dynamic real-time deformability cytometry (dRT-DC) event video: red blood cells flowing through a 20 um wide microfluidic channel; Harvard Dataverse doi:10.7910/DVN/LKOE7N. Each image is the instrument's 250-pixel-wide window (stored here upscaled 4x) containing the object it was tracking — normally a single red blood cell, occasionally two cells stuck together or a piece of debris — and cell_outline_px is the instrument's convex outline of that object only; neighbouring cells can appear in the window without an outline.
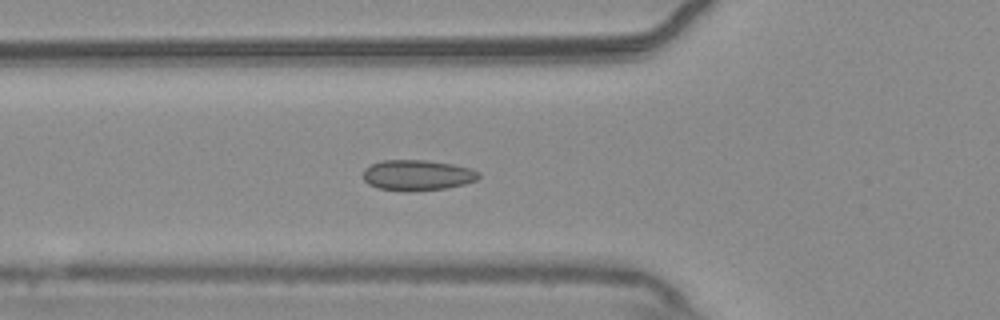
{"species": "common noctule bat (a hibernating species)", "species_latin": "Nyctalus noctula", "temperature_condition": "warm", "stored_images_in_passage": 55, "camera_frame_rate_fps": 3000, "um_per_image_px": 0.085, "animal": {"sex": "male", "body_mass_g": 20.4}, "frame": {"image": 1, "passage_image": 19, "time_ms": 6.0, "image_size_px": [1000, 320], "cell_outline_px": [[480, 176], [476, 180], [464, 184], [448, 188], [408, 192], [404, 192], [376, 188], [368, 184], [364, 180], [364, 168], [380, 160], [424, 160], [452, 164], [472, 168], [480, 172]], "centroid_in_image_um": [35.47, 14.9], "position_along_channel_um": 90.3, "area_um2": 20.92}}
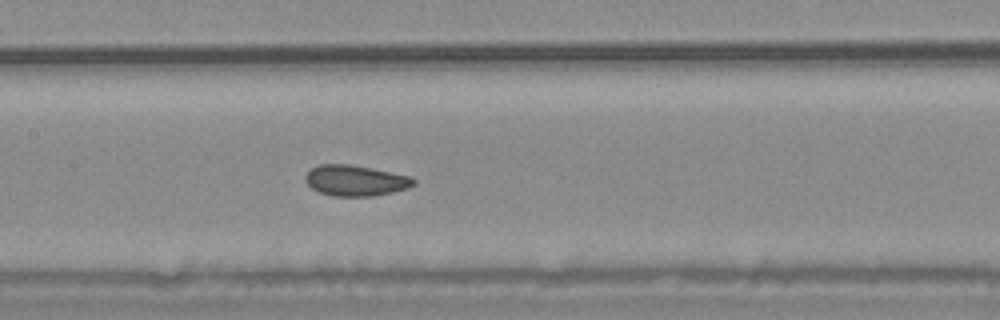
{"frame": {"image": 2, "passage_image": 26, "time_ms": 8.333, "image_size_px": [1000, 320], "cell_outline_px": [[416, 184], [408, 188], [392, 192], [372, 196], [332, 196], [320, 192], [312, 188], [304, 180], [304, 176], [316, 164], [348, 164], [412, 176], [416, 180]], "centroid_in_image_um": [30.22, 15.34], "position_along_channel_um": 177.2, "area_um2": 19.42}}
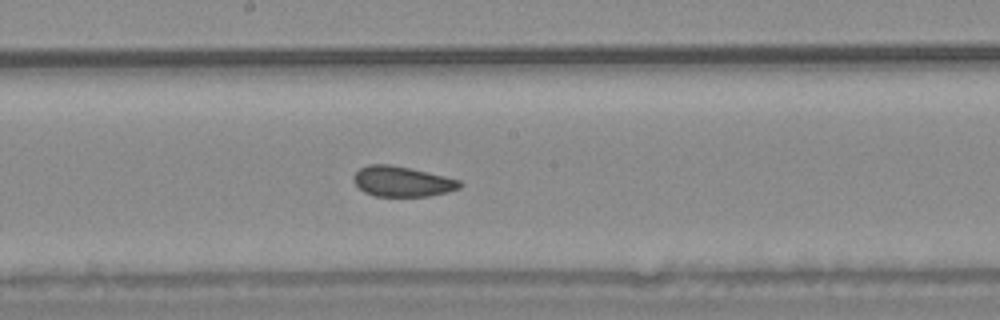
{"frame": {"image": 3, "passage_image": 29, "time_ms": 9.333, "image_size_px": [1000, 320], "cell_outline_px": [[464, 184], [460, 188], [448, 192], [428, 196], [376, 196], [364, 192], [352, 180], [352, 176], [360, 168], [368, 164], [388, 164], [408, 168], [444, 176], [460, 180]], "centroid_in_image_um": [34.18, 15.43], "position_along_channel_um": 214.0, "area_um2": 18.67}, "authors_computed_cell_mechanics": {"area_um2": 19.7098, "velocity_mm_per_s": 3.6965, "shape_relaxation_time_tau1_ms": null, "shape_relaxation_time_tau2_ms": 1.3747, "deformation_change_tau1": null, "deformation_change_tau2": 0.0566}}